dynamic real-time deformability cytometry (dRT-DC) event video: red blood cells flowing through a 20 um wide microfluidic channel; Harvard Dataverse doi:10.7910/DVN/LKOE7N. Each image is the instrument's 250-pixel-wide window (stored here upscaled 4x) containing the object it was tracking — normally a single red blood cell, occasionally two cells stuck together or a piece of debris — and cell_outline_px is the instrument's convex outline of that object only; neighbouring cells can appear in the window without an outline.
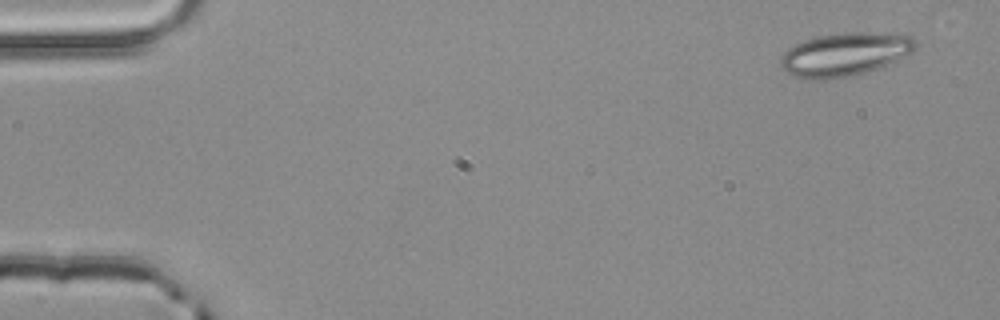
{"species": "common noctule bat (a hibernating species)", "species_latin": "Nyctalus noctula", "temperature_condition": "room temperature", "stored_images_in_passage": 4, "camera_frame_rate_fps": 3000, "um_per_image_px": 0.085, "animal": {"sex": "male", "body_mass_g": 20.4}, "frame": {"image": 1, "passage_image": 1, "time_ms": 0.0, "image_size_px": [1000, 320], "cell_outline_px": [[916, 48], [912, 52], [896, 60], [868, 72], [852, 76], [828, 80], [812, 80], [792, 76], [780, 68], [780, 56], [788, 48], [804, 40], [820, 36], [852, 32], [864, 32], [912, 36], [916, 40]], "centroid_in_image_um": [71.76, 4.65], "position_along_channel_um": 13.2, "area_um2": 34.1}}